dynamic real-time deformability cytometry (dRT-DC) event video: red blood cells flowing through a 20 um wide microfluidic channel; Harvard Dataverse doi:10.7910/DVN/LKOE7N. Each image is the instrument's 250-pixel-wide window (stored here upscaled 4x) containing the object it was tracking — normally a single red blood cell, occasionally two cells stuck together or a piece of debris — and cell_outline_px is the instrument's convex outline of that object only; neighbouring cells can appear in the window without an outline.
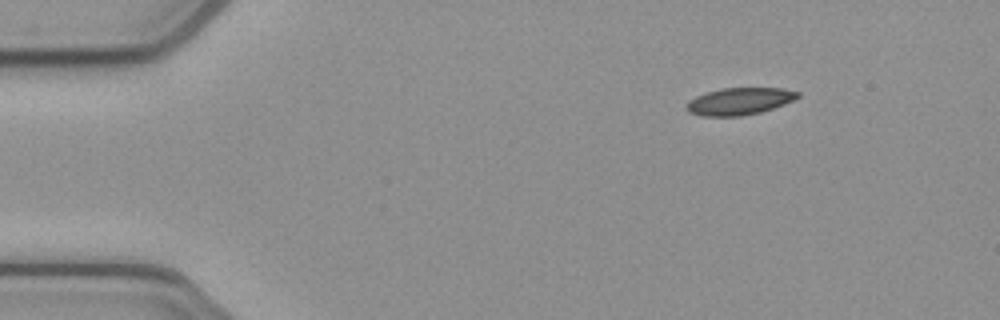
{"species": "common noctule bat (a hibernating species)", "species_latin": "Nyctalus noctula", "temperature_condition": "cold", "stored_images_in_passage": 10, "segment_of_instrument_passage": [2, 2], "camera_frame_rate_fps": 3000, "um_per_image_px": 0.085, "animal": {"sex": "female", "body_mass_g": 21.9}, "frame": {"image": 1, "passage_image": 10, "time_ms": 3.0, "image_size_px": [1000, 320], "cell_outline_px": [[800, 96], [784, 104], [760, 112], [740, 116], [700, 116], [688, 112], [684, 104], [688, 100], [696, 96], [708, 92], [724, 88], [780, 88], [800, 92]], "centroid_in_image_um": [62.8, 8.61], "position_along_channel_um": 22.2, "area_um2": 17.51}}